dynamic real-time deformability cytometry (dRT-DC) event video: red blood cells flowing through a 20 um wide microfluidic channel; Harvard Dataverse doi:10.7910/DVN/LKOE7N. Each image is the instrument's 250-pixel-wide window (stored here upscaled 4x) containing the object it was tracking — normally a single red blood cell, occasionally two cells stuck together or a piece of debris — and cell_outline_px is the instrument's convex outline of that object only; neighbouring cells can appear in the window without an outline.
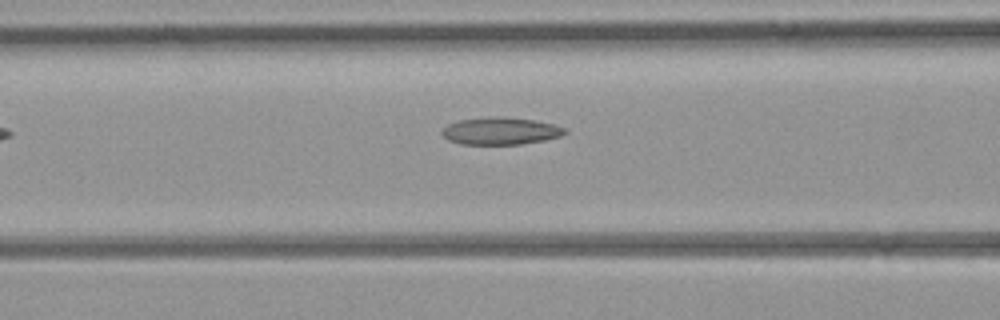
{"species": "common noctule bat (a hibernating species)", "species_latin": "Nyctalus noctula", "temperature_condition": "room temperature", "stored_images_in_passage": 6, "camera_frame_rate_fps": 3000, "um_per_image_px": 0.085, "animal": {"sex": "female", "body_mass_g": 21.9}, "frame": {"image": 1, "passage_image": 6, "time_ms": 6.0, "image_size_px": [1000, 320], "cell_outline_px": [[568, 132], [560, 136], [544, 140], [520, 144], [460, 144], [448, 140], [440, 132], [448, 124], [460, 120], [496, 116], [504, 116], [532, 120], [552, 124], [564, 128]], "centroid_in_image_um": [42.53, 11.13], "position_along_channel_um": 124.1, "area_um2": 19.36}}